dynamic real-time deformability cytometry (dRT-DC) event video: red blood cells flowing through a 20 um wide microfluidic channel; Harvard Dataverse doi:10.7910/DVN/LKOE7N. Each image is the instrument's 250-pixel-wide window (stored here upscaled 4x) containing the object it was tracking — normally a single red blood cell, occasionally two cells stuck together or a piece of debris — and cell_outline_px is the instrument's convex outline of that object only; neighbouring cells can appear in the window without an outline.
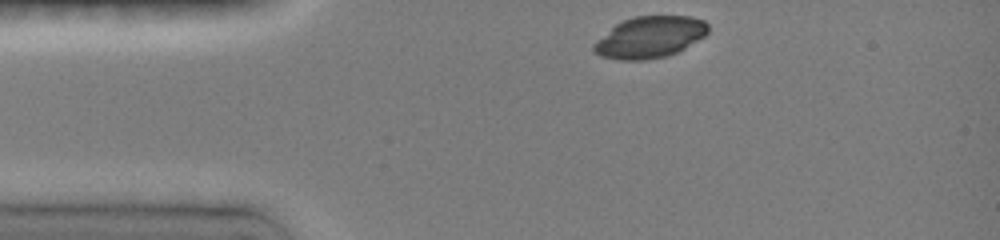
{"species": "common noctule bat (a hibernating species)", "species_latin": "Nyctalus noctula", "temperature_condition": "room temperature", "stored_images_in_passage": 34, "camera_frame_rate_fps": 3000, "um_per_image_px": 0.085, "animal": {"sex": "female", "body_mass_g": 19.0, "forearm_length_mm": 51.5}, "frame": {"image": 1, "passage_image": 1, "time_ms": 0.0, "image_size_px": [1000, 240], "cell_outline_px": [[708, 32], [704, 36], [684, 48], [676, 52], [664, 56], [644, 60], [624, 60], [600, 56], [592, 48], [592, 44], [596, 40], [616, 24], [624, 20], [636, 16], [692, 16], [704, 20], [708, 24]], "centroid_in_image_um": [55.23, 3.15], "position_along_channel_um": 29.8, "area_um2": 27.4}}
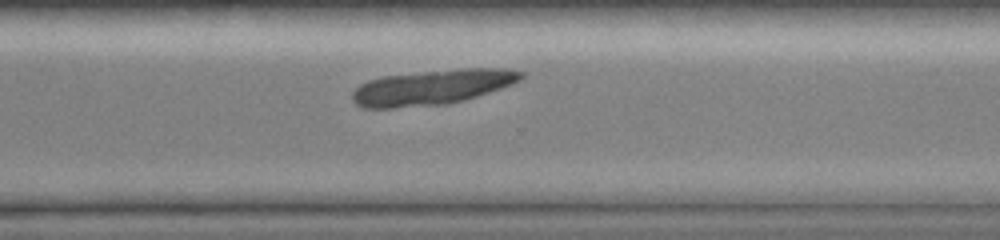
{"frame": {"image": 2, "passage_image": 27, "time_ms": 8.667, "image_size_px": [1000, 240], "cell_outline_px": [[524, 76], [520, 80], [512, 84], [464, 100], [444, 104], [392, 108], [364, 108], [356, 104], [352, 100], [352, 92], [360, 84], [368, 80], [384, 76], [460, 68], [512, 68], [524, 72]], "centroid_in_image_um": [36.74, 7.4], "position_along_channel_um": 333.9, "area_um2": 34.39}}
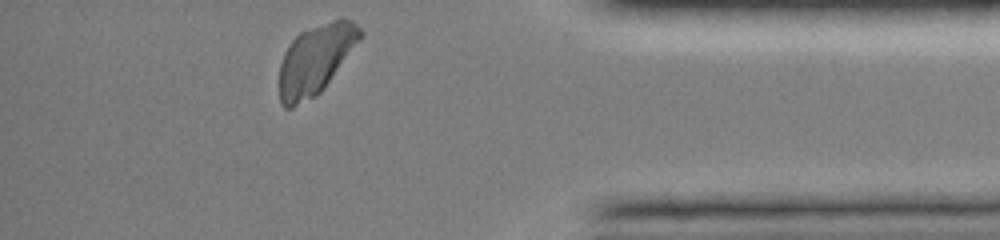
{"frame": {"image": 3, "passage_image": 34, "time_ms": 11.0, "image_size_px": [1000, 240], "cell_outline_px": [[360, 40], [320, 92], [316, 96], [292, 108], [284, 108], [280, 104], [280, 64], [284, 52], [288, 44], [300, 32], [340, 16], [352, 20], [360, 28]], "centroid_in_image_um": [26.79, 5.04], "position_along_channel_um": 408.4, "area_um2": 32.54}}